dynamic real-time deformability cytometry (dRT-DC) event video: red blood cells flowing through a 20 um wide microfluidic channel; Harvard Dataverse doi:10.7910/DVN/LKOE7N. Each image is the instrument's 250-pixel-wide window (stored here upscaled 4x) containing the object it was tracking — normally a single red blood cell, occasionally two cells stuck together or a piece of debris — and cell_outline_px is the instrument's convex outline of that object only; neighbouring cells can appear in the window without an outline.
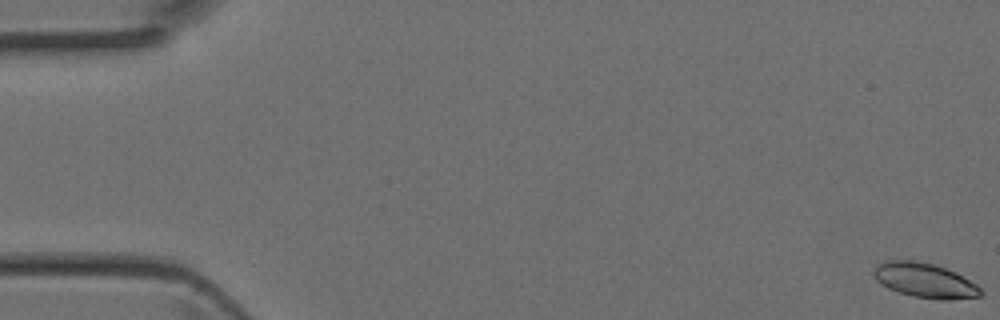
{"species": "Egyptian fruit bat (a non-hibernating species)", "species_latin": "Rousettus aegyptiacus", "temperature_condition": "room temperature", "stored_images_in_passage": 46, "camera_frame_rate_fps": 3000, "um_per_image_px": 0.085, "animal": {"sex": "female"}, "frame": {"image": 1, "passage_image": 1, "time_ms": 0.0, "image_size_px": [1000, 320], "cell_outline_px": [[984, 292], [980, 296], [948, 300], [940, 300], [912, 296], [888, 288], [880, 284], [876, 280], [872, 272], [876, 264], [884, 260], [916, 260], [932, 264], [956, 272], [976, 284]], "centroid_in_image_um": [78.58, 23.83], "position_along_channel_um": 6.4, "area_um2": 21.73}}
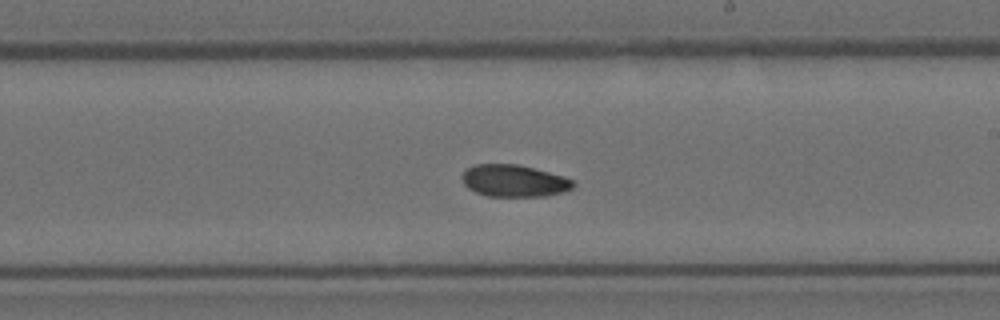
{"frame": {"image": 2, "passage_image": 27, "time_ms": 8.667, "image_size_px": [1000, 320], "cell_outline_px": [[576, 184], [572, 188], [564, 192], [544, 196], [488, 196], [476, 192], [468, 188], [464, 184], [460, 176], [464, 168], [472, 164], [516, 164], [564, 176], [572, 180]], "centroid_in_image_um": [43.64, 15.36], "position_along_channel_um": 245.4, "area_um2": 20.87}}
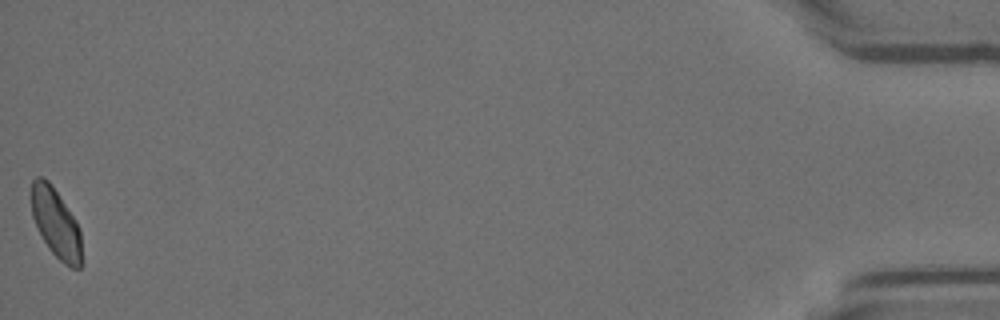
{"frame": {"image": 3, "passage_image": 46, "time_ms": 15.0, "image_size_px": [1000, 320], "cell_outline_px": [[80, 268], [72, 268], [64, 264], [48, 248], [32, 216], [32, 180], [36, 176], [44, 176], [52, 184], [76, 220], [80, 228]], "centroid_in_image_um": [4.74, 18.92], "position_along_channel_um": 430.5, "area_um2": 20.06}}